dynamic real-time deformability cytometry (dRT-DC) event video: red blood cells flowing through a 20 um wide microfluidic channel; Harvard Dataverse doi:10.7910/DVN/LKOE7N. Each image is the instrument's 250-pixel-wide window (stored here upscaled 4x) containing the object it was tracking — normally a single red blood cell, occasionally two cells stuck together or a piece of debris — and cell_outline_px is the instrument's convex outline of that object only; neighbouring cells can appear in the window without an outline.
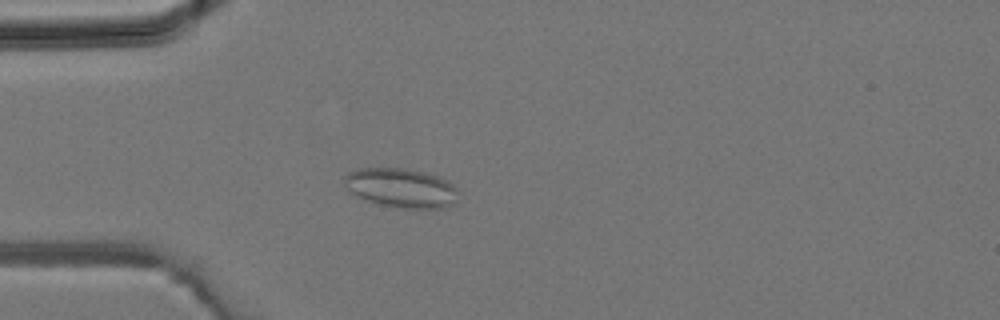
{"species": "common noctule bat (a hibernating species)", "species_latin": "Nyctalus noctula", "temperature_condition": "room temperature", "stored_images_in_passage": 3, "camera_frame_rate_fps": 3000, "um_per_image_px": 0.085, "animal": {"sex": "male", "body_mass_g": 19.2, "forearm_length_mm": 51.8}, "frame": {"image": 1, "passage_image": 3, "time_ms": 0.667, "image_size_px": [1000, 320], "cell_outline_px": [[456, 192], [452, 204], [448, 208], [404, 208], [376, 204], [356, 196], [348, 192], [344, 184], [344, 176], [348, 172], [356, 168], [404, 168], [436, 176], [452, 184], [456, 188]], "centroid_in_image_um": [34.0, 15.98], "position_along_channel_um": 51.0, "area_um2": 25.95}}